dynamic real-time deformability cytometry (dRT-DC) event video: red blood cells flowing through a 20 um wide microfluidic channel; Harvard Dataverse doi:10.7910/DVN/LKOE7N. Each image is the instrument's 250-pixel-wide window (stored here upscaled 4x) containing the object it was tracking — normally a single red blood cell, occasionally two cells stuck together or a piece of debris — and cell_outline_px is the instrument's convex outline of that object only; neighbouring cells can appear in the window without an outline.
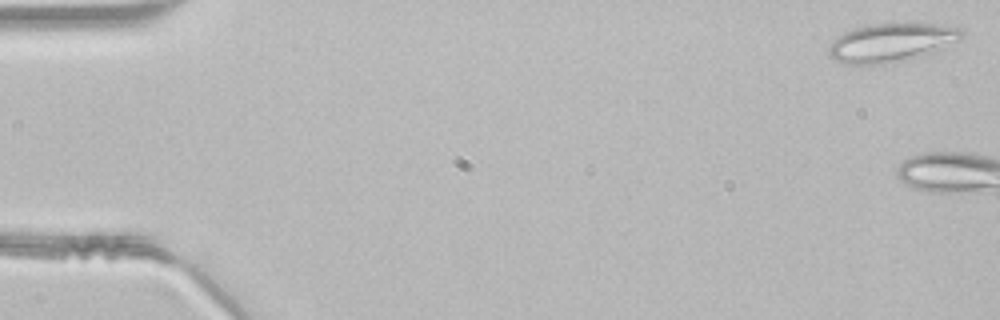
{"species": "common noctule bat (a hibernating species)", "species_latin": "Nyctalus noctula", "temperature_condition": "room temperature", "stored_images_in_passage": 3, "camera_frame_rate_fps": 3000, "um_per_image_px": 0.085, "animal": {"sex": "male", "body_mass_g": 21.5, "forearm_length_mm": 52.0}, "frame": {"image": 1, "passage_image": 1, "time_ms": 0.0, "image_size_px": [1000, 320], "cell_outline_px": [[964, 36], [960, 40], [932, 52], [920, 56], [884, 64], [844, 64], [832, 60], [828, 56], [828, 48], [832, 40], [836, 36], [844, 32], [856, 28], [872, 24], [904, 20], [940, 24], [964, 28]], "centroid_in_image_um": [75.78, 3.57], "position_along_channel_um": 9.2, "area_um2": 30.98}}